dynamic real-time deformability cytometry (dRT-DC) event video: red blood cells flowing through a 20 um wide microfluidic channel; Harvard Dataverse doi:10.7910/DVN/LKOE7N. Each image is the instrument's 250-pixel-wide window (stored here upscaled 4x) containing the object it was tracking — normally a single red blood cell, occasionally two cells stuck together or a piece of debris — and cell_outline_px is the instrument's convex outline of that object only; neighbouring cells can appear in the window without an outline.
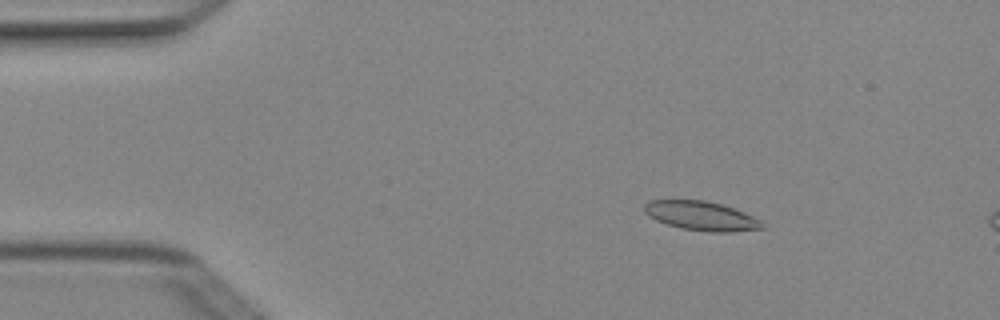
{"species": "Egyptian fruit bat (a non-hibernating species)", "species_latin": "Rousettus aegyptiacus", "temperature_condition": "cold", "stored_images_in_passage": 3, "camera_frame_rate_fps": 3000, "um_per_image_px": 0.085, "animal": {"sex": "female"}, "frame": {"image": 1, "passage_image": 2, "time_ms": 0.333, "image_size_px": [1000, 320], "cell_outline_px": [[764, 228], [728, 232], [708, 232], [680, 228], [656, 220], [648, 216], [644, 212], [644, 204], [648, 200], [704, 200], [724, 204], [744, 212], [760, 220], [764, 224]], "centroid_in_image_um": [59.6, 18.34], "position_along_channel_um": 25.4, "area_um2": 20.11}}